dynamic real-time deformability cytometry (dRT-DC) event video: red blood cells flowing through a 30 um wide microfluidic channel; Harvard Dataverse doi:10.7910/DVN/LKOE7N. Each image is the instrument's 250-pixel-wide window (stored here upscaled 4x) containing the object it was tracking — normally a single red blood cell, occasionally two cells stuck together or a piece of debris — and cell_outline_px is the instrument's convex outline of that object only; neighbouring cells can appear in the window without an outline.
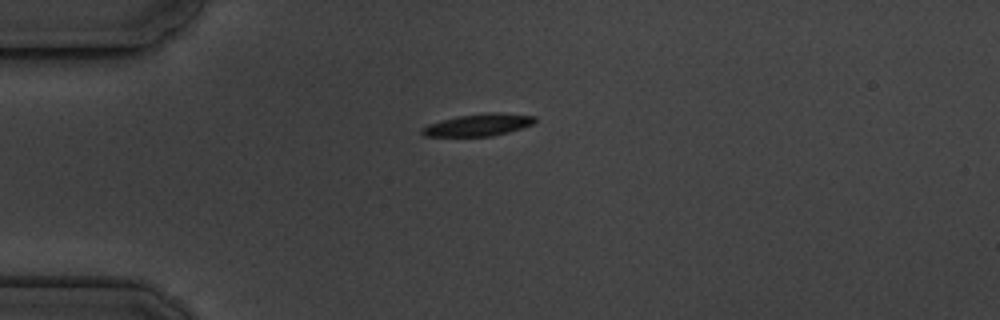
{"species": "common noctule bat (a hibernating species)", "species_latin": "Nyctalus noctula", "temperature_condition": "cold", "stored_images_in_passage": 13, "camera_frame_rate_fps": 3000, "um_per_image_px": 0.085, "animal": {"sex": "male", "body_mass_g": 19.5, "forearm_length_mm": 54.6}, "frame": {"image": 1, "passage_image": 1, "time_ms": 0.0, "image_size_px": [1000, 320], "cell_outline_px": [[536, 120], [532, 124], [508, 132], [492, 136], [424, 136], [420, 132], [420, 128], [428, 124], [440, 120], [456, 116], [484, 112], [500, 112], [536, 116]], "centroid_in_image_um": [40.62, 10.6], "position_along_channel_um": 44.4, "area_um2": 14.74}}
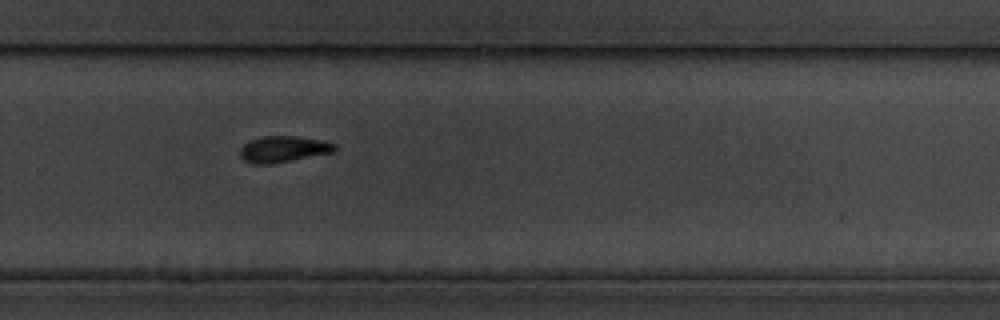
{"frame": {"image": 2, "passage_image": 8, "time_ms": 8.0, "image_size_px": [1000, 320], "cell_outline_px": [[336, 152], [272, 164], [252, 164], [244, 160], [240, 156], [240, 148], [248, 140], [260, 136], [296, 136], [320, 140], [336, 144]], "centroid_in_image_um": [24.07, 12.68], "position_along_channel_um": 305.7, "area_um2": 14.68}}
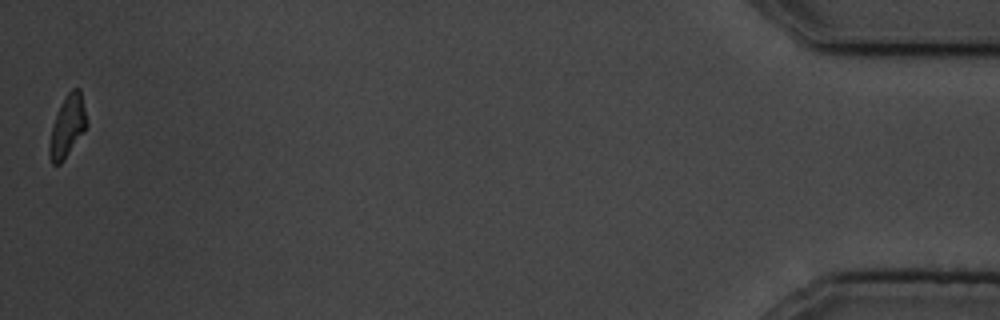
{"frame": {"image": 3, "passage_image": 13, "time_ms": 14.0, "image_size_px": [1000, 320], "cell_outline_px": [[88, 124], [60, 164], [52, 164], [48, 152], [48, 144], [52, 128], [56, 116], [68, 92], [72, 88], [80, 88]], "centroid_in_image_um": [5.72, 10.73], "position_along_channel_um": 429.5, "area_um2": 12.89}, "authors_computed_cell_mechanics": {"area_um2": 14.9124, "velocity_mm_per_s": 3.5581, "shape_relaxation_time_tau1_ms": 2.7969, "shape_relaxation_time_tau2_ms": null, "deformation_change_tau1": 0.0998, "deformation_change_tau2": null}}